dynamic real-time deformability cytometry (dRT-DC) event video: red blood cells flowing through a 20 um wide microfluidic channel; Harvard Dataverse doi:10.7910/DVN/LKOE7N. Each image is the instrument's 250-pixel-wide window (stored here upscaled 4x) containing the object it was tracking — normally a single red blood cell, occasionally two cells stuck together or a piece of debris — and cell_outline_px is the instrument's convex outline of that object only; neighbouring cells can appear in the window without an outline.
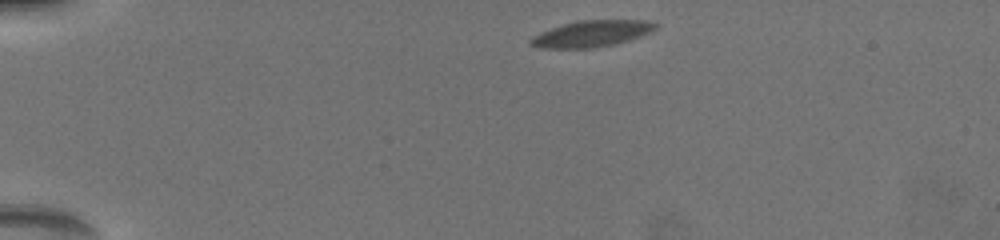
{"species": "common noctule bat (a hibernating species)", "species_latin": "Nyctalus noctula", "temperature_condition": "warm", "stored_images_in_passage": 32, "camera_frame_rate_fps": 3000, "um_per_image_px": 0.085, "animal": {"sex": "female", "body_mass_g": 19.5, "forearm_length_mm": 54.1}, "frame": {"image": 1, "passage_image": 1, "time_ms": 0.0, "image_size_px": [1000, 240], "cell_outline_px": [[652, 28], [644, 32], [624, 40], [608, 44], [584, 48], [552, 48], [532, 44], [532, 40], [536, 36], [552, 28], [576, 20], [636, 20], [652, 24]], "centroid_in_image_um": [50.17, 2.84], "position_along_channel_um": 34.8, "area_um2": 17.34}}
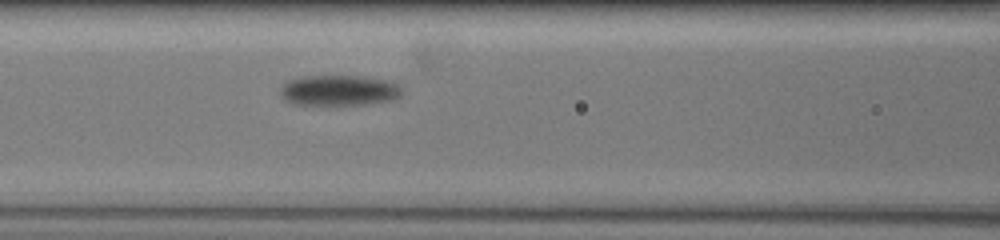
{"frame": {"image": 2, "passage_image": 13, "time_ms": 5.0, "image_size_px": [1000, 240], "cell_outline_px": [[396, 92], [392, 96], [380, 100], [352, 104], [300, 104], [292, 100], [284, 92], [284, 88], [292, 80], [300, 76], [356, 76], [376, 80], [392, 84], [396, 88]], "centroid_in_image_um": [28.68, 7.65], "position_along_channel_um": 137.9, "area_um2": 19.02}}
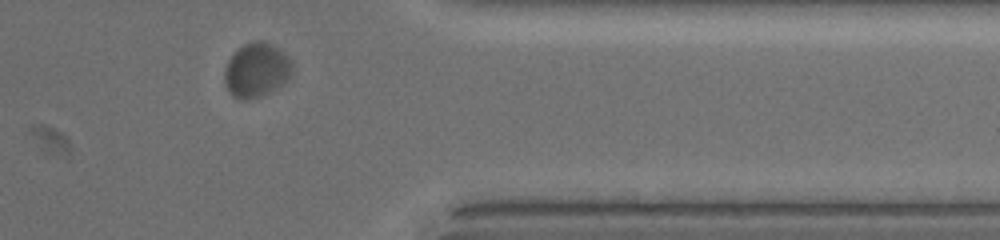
{"frame": {"image": 3, "passage_image": 27, "time_ms": 12.333, "image_size_px": [1000, 240], "cell_outline_px": [[288, 76], [280, 84], [256, 96], [236, 96], [228, 88], [224, 76], [224, 72], [232, 56], [240, 48], [256, 40], [264, 40], [272, 44], [288, 60]], "centroid_in_image_um": [21.74, 5.88], "position_along_channel_um": 389.7, "area_um2": 19.25}}